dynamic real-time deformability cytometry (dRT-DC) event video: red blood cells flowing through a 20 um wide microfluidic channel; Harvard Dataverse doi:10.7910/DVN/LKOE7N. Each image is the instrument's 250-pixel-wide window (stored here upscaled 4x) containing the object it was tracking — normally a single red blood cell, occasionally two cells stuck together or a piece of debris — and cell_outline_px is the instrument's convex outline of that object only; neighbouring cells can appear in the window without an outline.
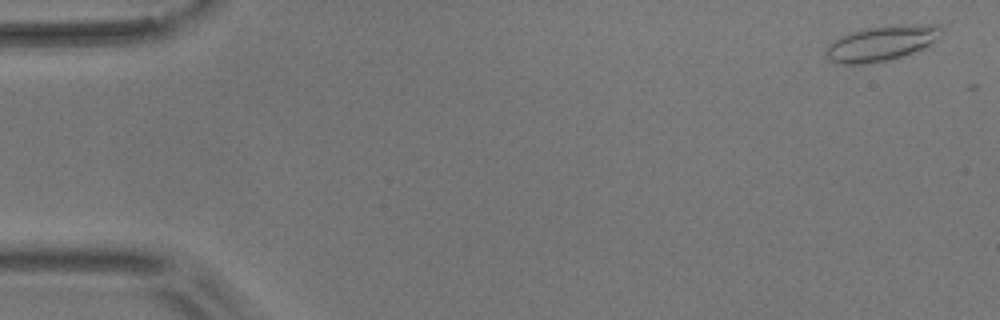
{"species": "common noctule bat (a hibernating species)", "species_latin": "Nyctalus noctula", "temperature_condition": "room temperature", "stored_images_in_passage": 5, "camera_frame_rate_fps": 3000, "um_per_image_px": 0.085, "animal": {"sex": "male", "body_mass_g": 17.9}, "frame": {"image": 1, "passage_image": 1, "time_ms": 0.0, "image_size_px": [1000, 320], "cell_outline_px": [[944, 28], [924, 48], [888, 60], [864, 64], [836, 64], [824, 52], [828, 44], [832, 40], [852, 32], [868, 28], [928, 24], [940, 24]], "centroid_in_image_um": [74.86, 3.7], "position_along_channel_um": 10.1, "area_um2": 22.89}}